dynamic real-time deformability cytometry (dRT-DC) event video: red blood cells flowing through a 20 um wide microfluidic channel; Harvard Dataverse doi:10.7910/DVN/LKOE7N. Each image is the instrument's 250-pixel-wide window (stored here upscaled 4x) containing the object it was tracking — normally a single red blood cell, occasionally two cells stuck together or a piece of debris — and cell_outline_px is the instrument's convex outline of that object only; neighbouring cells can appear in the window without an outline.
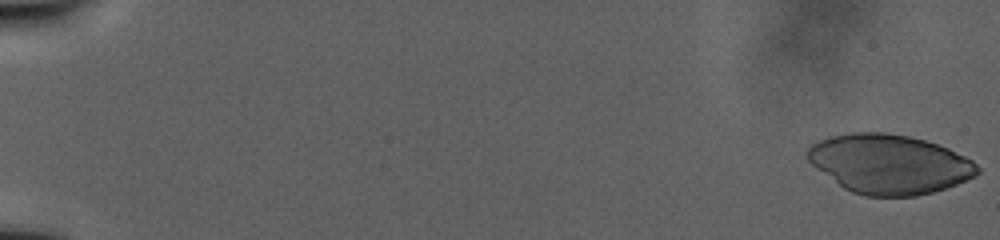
{"species": "human", "species_latin": "Homo sapiens", "temperature_condition": "warm", "stored_images_in_passage": 90, "camera_frame_rate_fps": 3000, "um_per_image_px": 0.085, "donor": {"sex": "male"}, "frame": {"image": 1, "passage_image": 1, "time_ms": 0.0, "image_size_px": [1000, 240], "cell_outline_px": [[980, 172], [976, 176], [956, 184], [932, 192], [916, 196], [864, 196], [852, 192], [844, 188], [816, 168], [804, 156], [804, 152], [812, 144], [820, 140], [832, 136], [852, 132], [884, 132], [908, 136], [924, 140], [948, 148], [972, 160], [980, 168]], "centroid_in_image_um": [75.57, 13.94], "position_along_channel_um": 9.4, "area_um2": 58.61}}
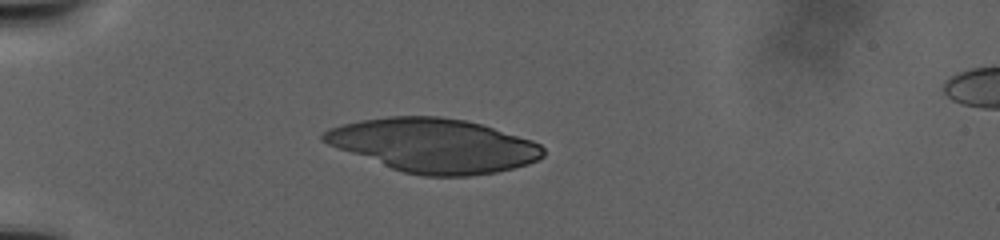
{"frame": {"image": 2, "passage_image": 41, "time_ms": 11.333, "image_size_px": [1000, 240], "cell_outline_px": [[544, 156], [528, 164], [496, 172], [468, 176], [424, 176], [404, 172], [392, 168], [328, 144], [320, 140], [320, 136], [328, 128], [360, 120], [388, 116], [440, 116], [464, 120], [480, 124], [532, 140], [540, 144], [544, 148]], "centroid_in_image_um": [36.88, 12.35], "position_along_channel_um": 48.1, "area_um2": 68.38}}